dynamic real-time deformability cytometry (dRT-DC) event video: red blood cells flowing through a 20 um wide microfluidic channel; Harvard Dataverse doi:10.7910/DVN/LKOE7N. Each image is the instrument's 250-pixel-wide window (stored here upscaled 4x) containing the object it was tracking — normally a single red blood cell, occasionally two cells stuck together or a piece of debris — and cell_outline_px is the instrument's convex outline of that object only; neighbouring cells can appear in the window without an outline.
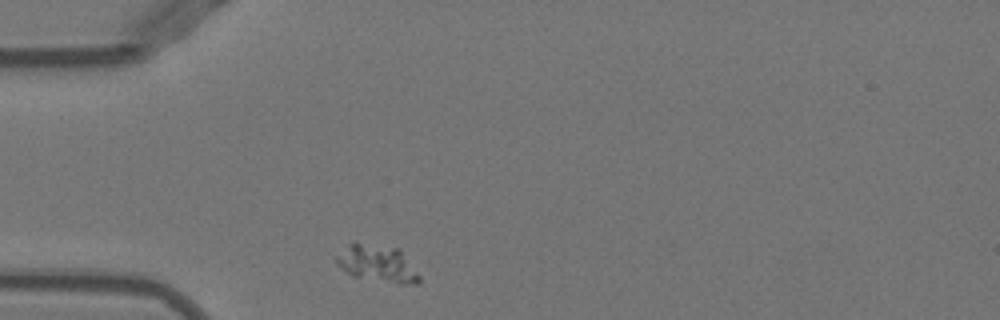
{"species": "Egyptian fruit bat (a non-hibernating species)", "species_latin": "Rousettus aegyptiacus", "temperature_condition": "warm", "stored_images_in_passage": 40, "camera_frame_rate_fps": 3000, "um_per_image_px": 0.085, "animal": {"sex": "female"}, "frame": {"image": 1, "passage_image": 1, "time_ms": 0.0, "image_size_px": [1000, 320], "cell_outline_px": [[420, 284], [400, 284], [352, 276], [336, 264], [336, 256], [352, 240], [400, 248], [420, 276]], "centroid_in_image_um": [32.07, 22.37], "position_along_channel_um": 52.9, "area_um2": 18.21}}
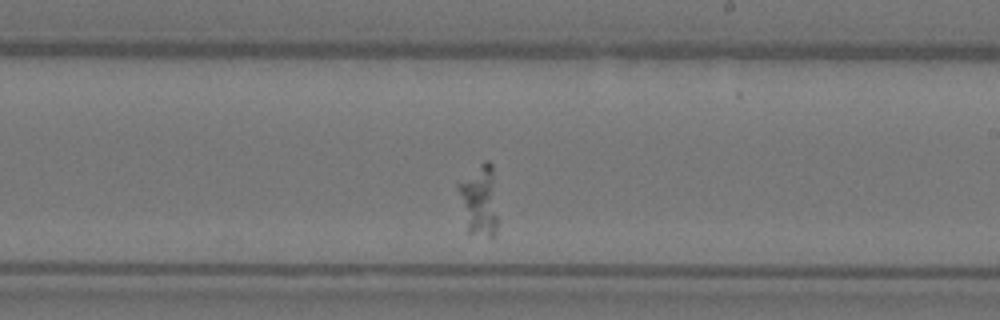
{"frame": {"image": 2, "passage_image": 18, "time_ms": 5.667, "image_size_px": [1000, 320], "cell_outline_px": [[496, 232], [492, 236], [468, 236], [456, 188], [456, 184], [484, 160], [488, 160], [492, 164], [496, 216]], "centroid_in_image_um": [40.67, 17.06], "position_along_channel_um": 248.3, "area_um2": 16.47}}
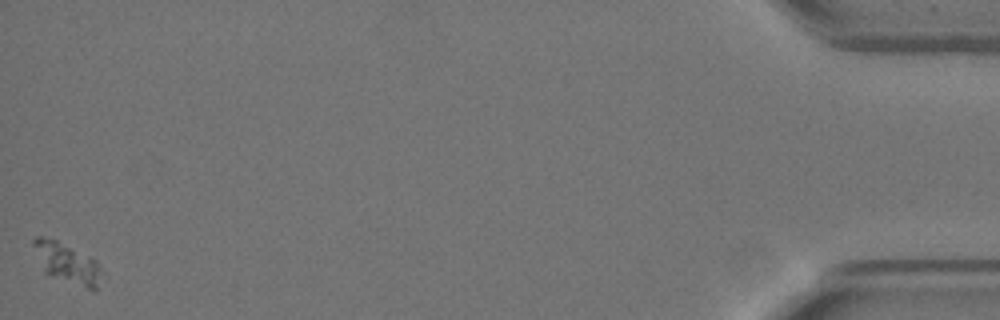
{"frame": {"image": 3, "passage_image": 40, "time_ms": 13.0, "image_size_px": [1000, 320], "cell_outline_px": [[96, 288], [92, 292], [44, 272], [32, 244], [32, 240], [36, 236], [44, 236], [56, 240], [96, 260]], "centroid_in_image_um": [5.59, 22.33], "position_along_channel_um": 429.6, "area_um2": 15.14}}